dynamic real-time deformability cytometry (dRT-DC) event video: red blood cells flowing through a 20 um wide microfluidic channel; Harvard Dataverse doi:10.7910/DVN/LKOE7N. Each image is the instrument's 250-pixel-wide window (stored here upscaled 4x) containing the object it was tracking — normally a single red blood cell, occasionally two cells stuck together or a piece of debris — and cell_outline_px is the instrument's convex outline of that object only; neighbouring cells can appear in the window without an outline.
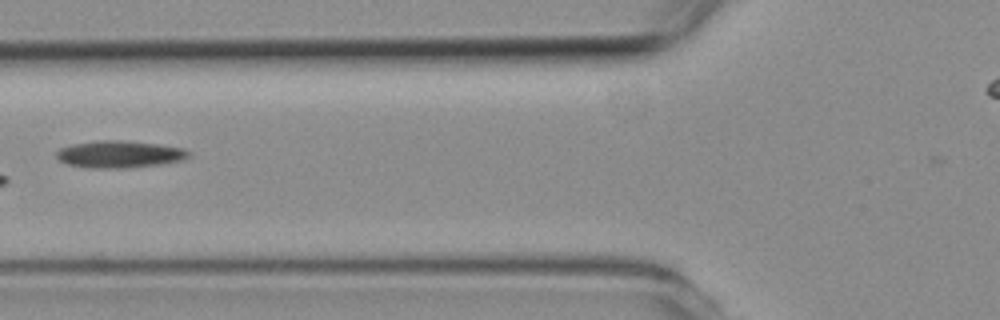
{"species": "common noctule bat (a hibernating species)", "species_latin": "Nyctalus noctula", "temperature_condition": "room temperature", "stored_images_in_passage": 7, "camera_frame_rate_fps": 3000, "um_per_image_px": 0.085, "animal": {"sex": "female", "body_mass_g": 19.3, "forearm_length_mm": 54.1}, "frame": {"image": 1, "passage_image": 6, "time_ms": 6.667, "image_size_px": [1000, 320], "cell_outline_px": [[192, 152], [184, 160], [160, 164], [128, 168], [88, 168], [68, 164], [60, 160], [56, 156], [56, 152], [60, 148], [72, 144], [100, 140], [116, 140], [156, 144], [184, 148]], "centroid_in_image_um": [10.16, 13.12], "position_along_channel_um": 115.6, "area_um2": 20.81}}
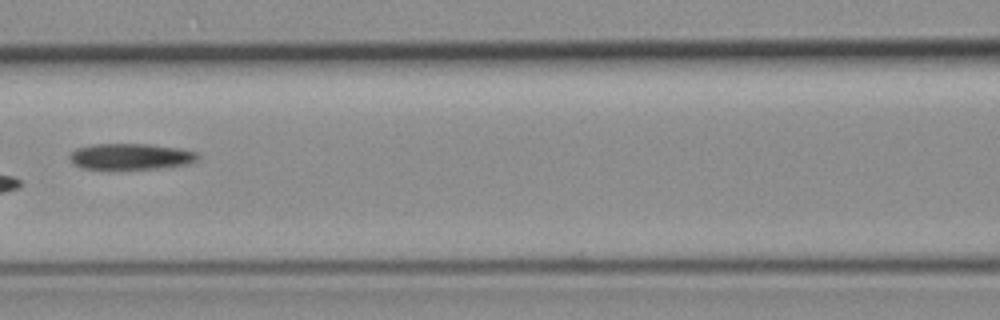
{"frame": {"image": 2, "passage_image": 7, "time_ms": 7.667, "image_size_px": [1000, 320], "cell_outline_px": [[200, 156], [196, 160], [188, 164], [160, 168], [80, 168], [72, 164], [68, 156], [76, 148], [92, 144], [152, 144], [180, 148], [200, 152]], "centroid_in_image_um": [11.14, 13.28], "position_along_channel_um": 155.5, "area_um2": 19.54}}